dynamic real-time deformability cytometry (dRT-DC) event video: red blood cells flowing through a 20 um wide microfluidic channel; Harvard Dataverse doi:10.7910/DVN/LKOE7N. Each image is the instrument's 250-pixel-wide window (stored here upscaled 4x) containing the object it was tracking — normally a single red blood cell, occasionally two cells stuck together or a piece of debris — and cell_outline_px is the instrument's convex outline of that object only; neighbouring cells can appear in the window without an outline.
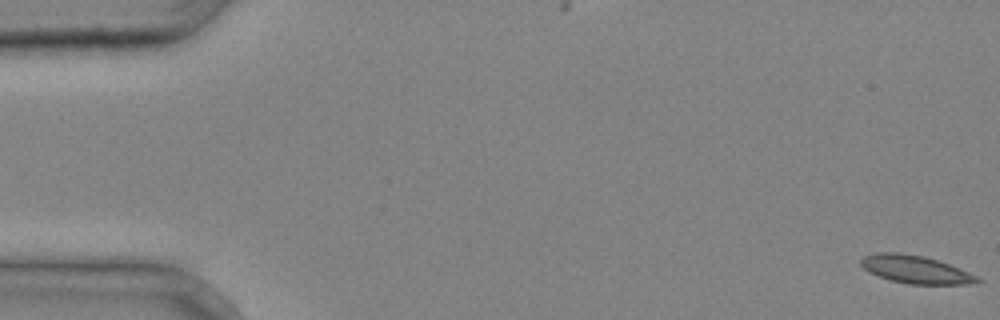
{"species": "common noctule bat (a hibernating species)", "species_latin": "Nyctalus noctula", "temperature_condition": "cold", "stored_images_in_passage": 6, "camera_frame_rate_fps": 3000, "um_per_image_px": 0.085, "animal": {"sex": "male", "body_mass_g": 20.4}, "frame": {"image": 1, "passage_image": 1, "time_ms": 0.0, "image_size_px": [1000, 320], "cell_outline_px": [[984, 280], [968, 284], [908, 284], [892, 280], [868, 272], [860, 264], [860, 260], [864, 256], [876, 252], [900, 252], [924, 256], [960, 268]], "centroid_in_image_um": [77.8, 22.89], "position_along_channel_um": 7.2, "area_um2": 18.79}}